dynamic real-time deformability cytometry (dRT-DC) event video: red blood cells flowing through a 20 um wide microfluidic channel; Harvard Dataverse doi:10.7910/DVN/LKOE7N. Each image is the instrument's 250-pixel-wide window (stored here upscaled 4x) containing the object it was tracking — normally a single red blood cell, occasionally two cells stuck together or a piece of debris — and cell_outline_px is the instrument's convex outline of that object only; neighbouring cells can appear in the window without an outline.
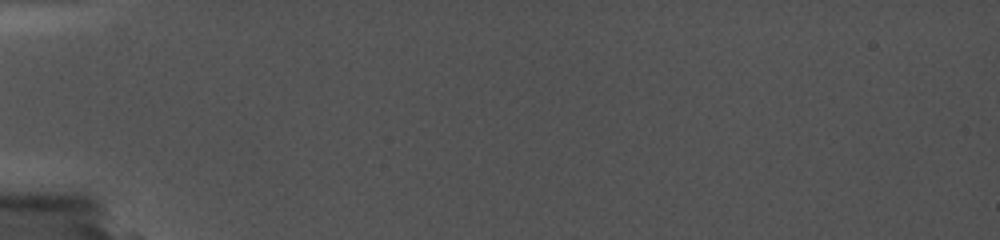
{"species": "common noctule bat (a hibernating species)", "species_latin": "Nyctalus noctula", "temperature_condition": "cold", "stored_images_in_passage": 2, "camera_frame_rate_fps": 5000, "um_per_image_px": 0.085, "animal": {"sex": "female", "body_mass_g": 19.0, "forearm_length_mm": 56.7}, "frame": {"image": 1, "passage_image": 1, "time_ms": 0.0, "image_size_px": [1000, 240], "cell_outline_px": [[688, 136], [660, 140], [636, 140], [540, 136], [524, 132], [524, 128], [532, 124], [660, 128], [676, 132]], "centroid_in_image_um": [51.17, 11.24], "position_along_channel_um": 33.8, "area_um2": 12.95}}